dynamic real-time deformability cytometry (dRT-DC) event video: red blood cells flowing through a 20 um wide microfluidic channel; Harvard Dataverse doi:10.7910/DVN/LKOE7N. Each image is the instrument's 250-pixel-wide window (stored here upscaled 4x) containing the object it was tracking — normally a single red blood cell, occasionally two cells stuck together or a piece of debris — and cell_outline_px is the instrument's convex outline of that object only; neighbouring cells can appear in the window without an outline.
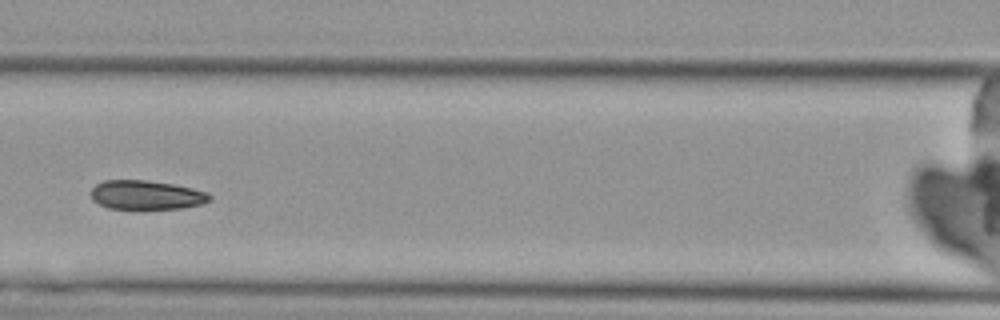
{"species": "Egyptian fruit bat (a non-hibernating species)", "species_latin": "Rousettus aegyptiacus", "temperature_condition": "cold", "stored_images_in_passage": 3, "camera_frame_rate_fps": 3000, "um_per_image_px": 0.085, "animal": {"sex": "female"}, "frame": {"image": 1, "passage_image": 3, "time_ms": 2.333, "image_size_px": [1000, 320], "cell_outline_px": [[212, 200], [200, 204], [180, 208], [108, 208], [92, 200], [92, 188], [96, 184], [104, 180], [144, 180], [172, 184], [192, 188], [208, 192], [212, 196]], "centroid_in_image_um": [12.45, 16.56], "position_along_channel_um": 154.1, "area_um2": 19.88}}